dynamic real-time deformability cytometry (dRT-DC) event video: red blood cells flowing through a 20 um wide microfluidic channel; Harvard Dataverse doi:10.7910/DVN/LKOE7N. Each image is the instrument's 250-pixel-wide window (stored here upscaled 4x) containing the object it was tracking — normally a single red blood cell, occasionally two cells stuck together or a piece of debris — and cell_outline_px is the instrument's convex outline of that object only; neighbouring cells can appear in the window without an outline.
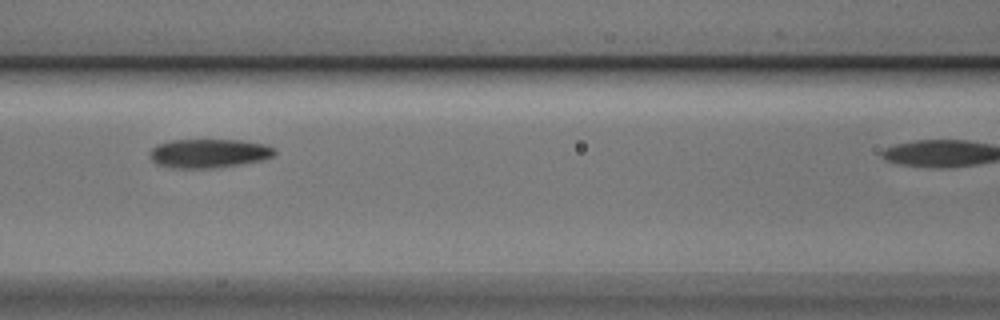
{"species": "Egyptian fruit bat (a non-hibernating species)", "species_latin": "Rousettus aegyptiacus", "temperature_condition": "cold", "stored_images_in_passage": 6, "camera_frame_rate_fps": 3000, "um_per_image_px": 0.085, "animal": {"sex": "male"}, "frame": {"image": 1, "passage_image": 4, "time_ms": 1.0, "image_size_px": [1000, 320], "cell_outline_px": [[276, 152], [272, 156], [260, 160], [244, 164], [212, 168], [176, 168], [156, 164], [152, 160], [148, 152], [156, 144], [172, 140], [240, 140], [264, 144], [276, 148]], "centroid_in_image_um": [17.74, 13.03], "position_along_channel_um": 148.9, "area_um2": 21.1}}
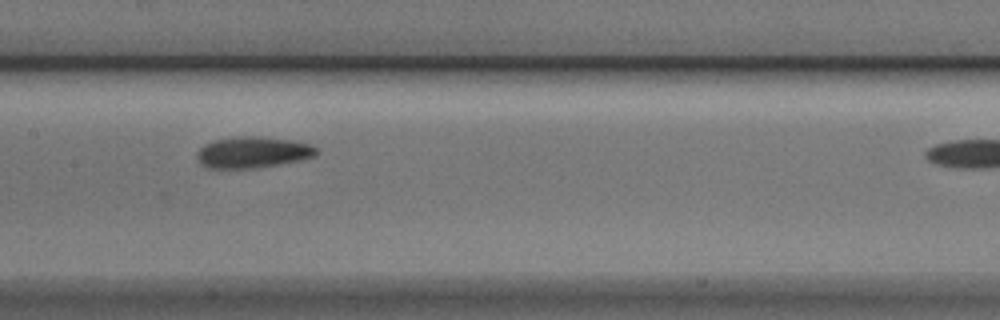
{"frame": {"image": 2, "passage_image": 5, "time_ms": 1.333, "image_size_px": [1000, 320], "cell_outline_px": [[316, 156], [300, 160], [280, 164], [256, 168], [208, 168], [200, 164], [196, 156], [196, 152], [204, 144], [212, 140], [244, 136], [256, 136], [296, 140], [312, 144], [316, 148]], "centroid_in_image_um": [21.48, 12.94], "position_along_channel_um": 185.9, "area_um2": 21.96}}